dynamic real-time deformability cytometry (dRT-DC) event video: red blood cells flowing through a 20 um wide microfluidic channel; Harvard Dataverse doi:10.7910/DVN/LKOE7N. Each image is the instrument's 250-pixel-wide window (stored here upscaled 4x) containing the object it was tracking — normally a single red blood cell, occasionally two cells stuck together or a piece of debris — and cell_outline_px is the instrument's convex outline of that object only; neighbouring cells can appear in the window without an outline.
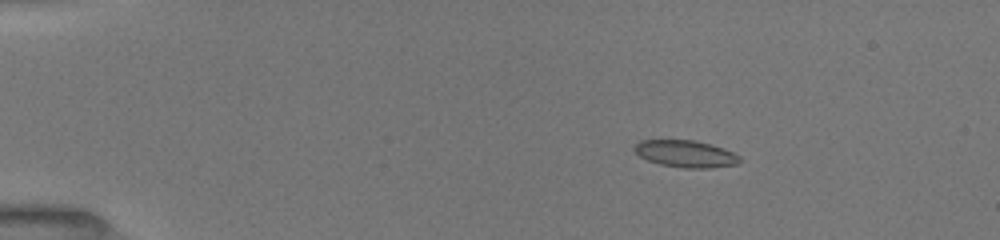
{"species": "common noctule bat (a hibernating species)", "species_latin": "Nyctalus noctula", "temperature_condition": "room temperature", "stored_images_in_passage": 13, "camera_frame_rate_fps": 3000, "um_per_image_px": 0.085, "animal": {"sex": "female", "body_mass_g": 19.5, "forearm_length_mm": 54.1}, "frame": {"image": 1, "passage_image": 3, "time_ms": 1.667, "image_size_px": [1000, 240], "cell_outline_px": [[740, 160], [736, 164], [712, 168], [684, 168], [660, 164], [648, 160], [640, 156], [632, 148], [640, 140], [696, 140], [724, 148], [740, 156]], "centroid_in_image_um": [58.28, 13.07], "position_along_channel_um": 26.7, "area_um2": 16.53}}
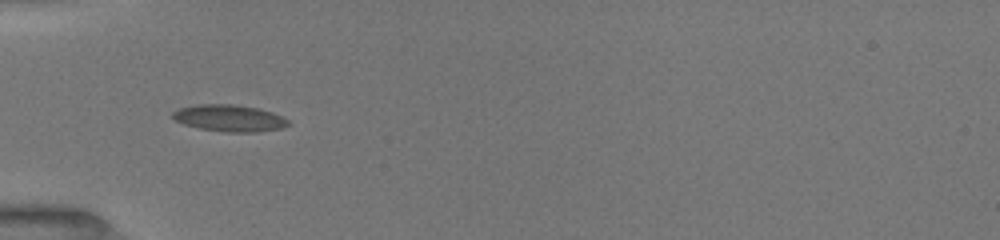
{"frame": {"image": 2, "passage_image": 9, "time_ms": 4.667, "image_size_px": [1000, 240], "cell_outline_px": [[292, 124], [280, 128], [256, 132], [228, 132], [200, 128], [184, 124], [176, 120], [172, 116], [172, 112], [180, 108], [196, 104], [232, 104], [260, 108], [272, 112], [288, 120]], "centroid_in_image_um": [19.51, 10.03], "position_along_channel_um": 65.5, "area_um2": 17.92}}
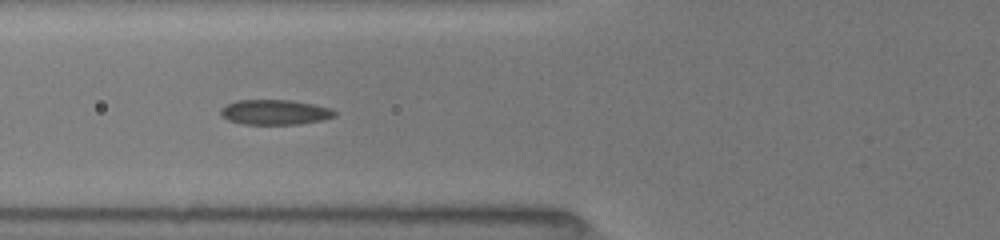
{"frame": {"image": 3, "passage_image": 12, "time_ms": 5.667, "image_size_px": [1000, 240], "cell_outline_px": [[336, 116], [320, 120], [300, 124], [240, 124], [228, 120], [220, 112], [220, 108], [236, 100], [292, 100], [332, 108], [336, 112]], "centroid_in_image_um": [23.37, 9.53], "position_along_channel_um": 102.4, "area_um2": 16.59}}